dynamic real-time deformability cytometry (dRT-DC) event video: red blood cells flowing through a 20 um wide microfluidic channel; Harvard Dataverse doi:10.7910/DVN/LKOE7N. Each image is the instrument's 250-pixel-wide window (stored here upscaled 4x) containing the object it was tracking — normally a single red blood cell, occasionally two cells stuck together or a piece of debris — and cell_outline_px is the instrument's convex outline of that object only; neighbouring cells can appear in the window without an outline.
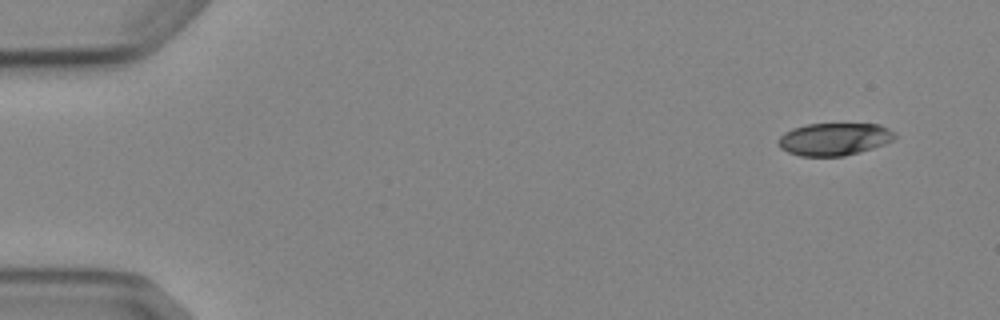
{"species": "Egyptian fruit bat (a non-hibernating species)", "species_latin": "Rousettus aegyptiacus", "temperature_condition": "cold", "stored_images_in_passage": 5, "camera_frame_rate_fps": 3000, "um_per_image_px": 0.085, "animal": {"sex": "female"}, "frame": {"image": 1, "passage_image": 1, "time_ms": 0.0, "image_size_px": [1000, 320], "cell_outline_px": [[896, 136], [892, 140], [884, 144], [860, 152], [844, 156], [800, 156], [788, 152], [780, 148], [776, 144], [776, 140], [784, 132], [792, 128], [808, 124], [880, 124], [896, 132]], "centroid_in_image_um": [70.88, 11.82], "position_along_channel_um": 14.1, "area_um2": 22.25}}
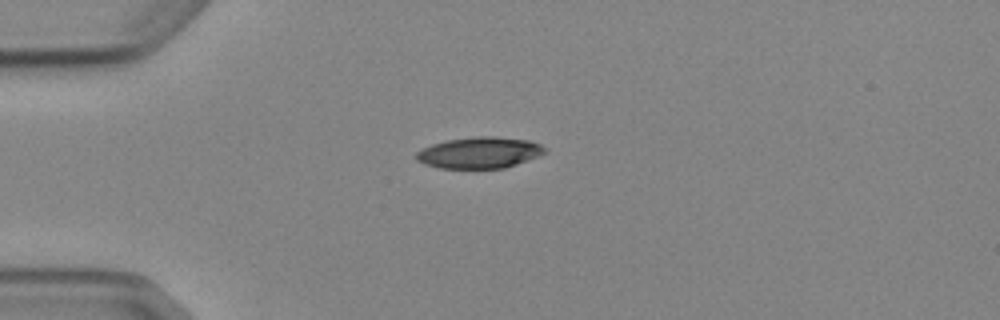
{"frame": {"image": 2, "passage_image": 4, "time_ms": 3.333, "image_size_px": [1000, 320], "cell_outline_px": [[548, 152], [528, 160], [504, 168], [440, 168], [424, 164], [416, 160], [416, 152], [432, 144], [448, 140], [472, 136], [492, 136], [528, 140], [540, 144]], "centroid_in_image_um": [40.75, 12.97], "position_along_channel_um": 44.2, "area_um2": 23.35}}